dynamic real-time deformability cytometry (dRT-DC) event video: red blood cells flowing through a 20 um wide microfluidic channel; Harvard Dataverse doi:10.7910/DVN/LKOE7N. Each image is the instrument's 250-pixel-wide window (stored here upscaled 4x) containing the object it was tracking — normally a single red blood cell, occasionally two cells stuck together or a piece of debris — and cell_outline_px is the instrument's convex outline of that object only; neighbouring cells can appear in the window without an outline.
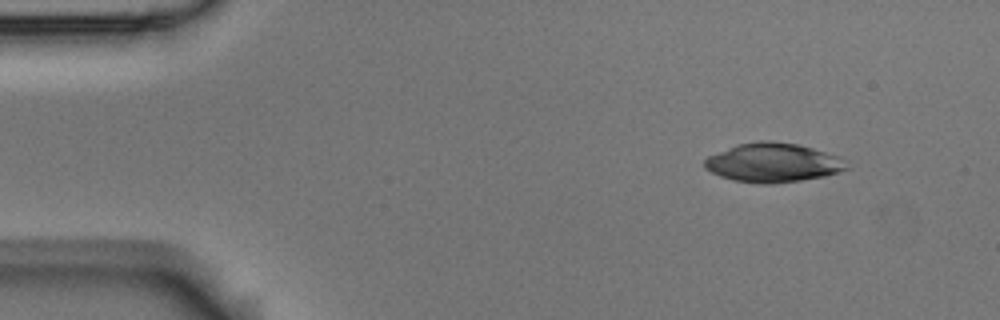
{"species": "Egyptian fruit bat (a non-hibernating species)", "species_latin": "Rousettus aegyptiacus", "temperature_condition": "room temperature", "stored_images_in_passage": 3, "camera_frame_rate_fps": 3000, "um_per_image_px": 0.085, "animal": {"sex": "male"}, "frame": {"image": 1, "passage_image": 1, "time_ms": 0.0, "image_size_px": [1000, 320], "cell_outline_px": [[852, 168], [824, 176], [800, 180], [772, 184], [760, 184], [732, 180], [720, 176], [704, 168], [704, 160], [708, 156], [736, 144], [760, 140], [772, 140], [796, 144], [812, 148], [848, 160]], "centroid_in_image_um": [65.72, 13.82], "position_along_channel_um": 19.3, "area_um2": 32.6}}
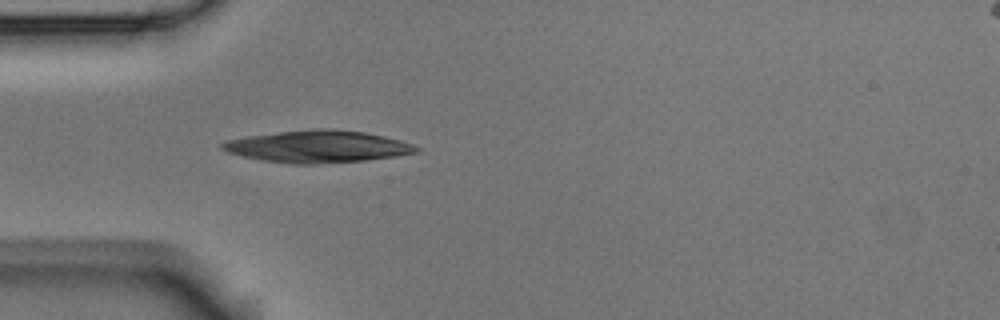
{"frame": {"image": 2, "passage_image": 3, "time_ms": 0.667, "image_size_px": [1000, 320], "cell_outline_px": [[420, 152], [396, 156], [364, 160], [312, 164], [292, 164], [264, 160], [244, 156], [228, 152], [220, 148], [220, 144], [224, 140], [248, 136], [312, 128], [332, 128], [364, 132], [384, 136], [400, 140], [412, 144], [420, 148]], "centroid_in_image_um": [27.02, 12.44], "position_along_channel_um": 58.0, "area_um2": 36.18}}